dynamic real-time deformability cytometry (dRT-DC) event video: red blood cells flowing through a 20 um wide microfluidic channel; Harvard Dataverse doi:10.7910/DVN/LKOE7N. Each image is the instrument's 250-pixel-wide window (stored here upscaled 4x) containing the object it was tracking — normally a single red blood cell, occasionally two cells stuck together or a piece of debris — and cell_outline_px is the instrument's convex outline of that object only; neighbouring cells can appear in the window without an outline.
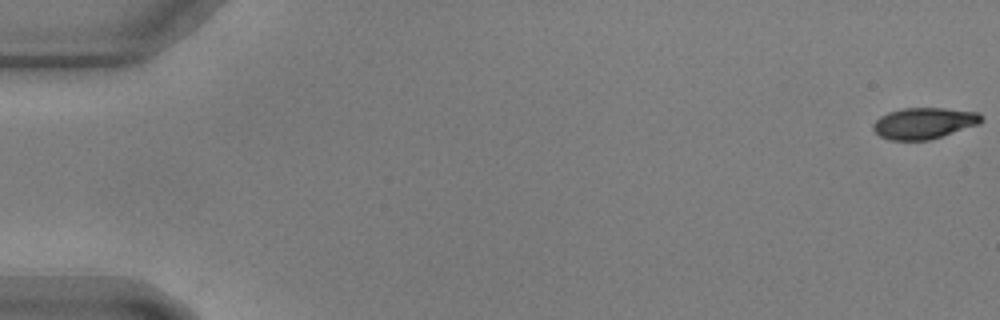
{"species": "common noctule bat (a hibernating species)", "species_latin": "Nyctalus noctula", "temperature_condition": "warm", "stored_images_in_passage": 15, "camera_frame_rate_fps": 3000, "um_per_image_px": 0.085, "animal": {"sex": "male", "body_mass_g": 17.9, "forearm_length_mm": 54.2}, "frame": {"image": 1, "passage_image": 1, "time_ms": 0.0, "image_size_px": [1000, 320], "cell_outline_px": [[984, 120], [980, 124], [928, 140], [892, 140], [880, 136], [872, 128], [872, 124], [880, 116], [888, 112], [900, 108], [944, 108], [980, 112], [984, 116]], "centroid_in_image_um": [78.57, 10.45], "position_along_channel_um": 6.4, "area_um2": 19.83}}